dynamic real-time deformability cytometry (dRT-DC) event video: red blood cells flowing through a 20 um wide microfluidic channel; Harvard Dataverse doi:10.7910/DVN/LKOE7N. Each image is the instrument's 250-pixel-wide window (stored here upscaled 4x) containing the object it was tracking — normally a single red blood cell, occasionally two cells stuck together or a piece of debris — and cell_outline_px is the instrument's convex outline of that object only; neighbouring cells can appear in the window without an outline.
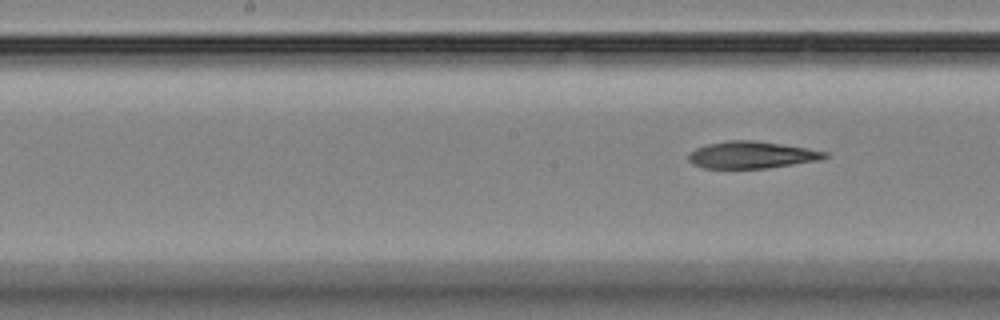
{"species": "Egyptian fruit bat (a non-hibernating species)", "species_latin": "Rousettus aegyptiacus", "temperature_condition": "room temperature", "stored_images_in_passage": 5, "segment_of_instrument_passage": [2, 2], "camera_frame_rate_fps": 3000, "um_per_image_px": 0.085, "animal": {"sex": "female"}, "frame": {"image": 1, "passage_image": 5, "time_ms": 5.333, "image_size_px": [1000, 320], "cell_outline_px": [[828, 156], [820, 160], [768, 168], [704, 168], [692, 164], [688, 160], [688, 156], [696, 148], [708, 144], [728, 140], [756, 140], [828, 152]], "centroid_in_image_um": [63.88, 13.17], "position_along_channel_um": 184.3, "area_um2": 21.27}}